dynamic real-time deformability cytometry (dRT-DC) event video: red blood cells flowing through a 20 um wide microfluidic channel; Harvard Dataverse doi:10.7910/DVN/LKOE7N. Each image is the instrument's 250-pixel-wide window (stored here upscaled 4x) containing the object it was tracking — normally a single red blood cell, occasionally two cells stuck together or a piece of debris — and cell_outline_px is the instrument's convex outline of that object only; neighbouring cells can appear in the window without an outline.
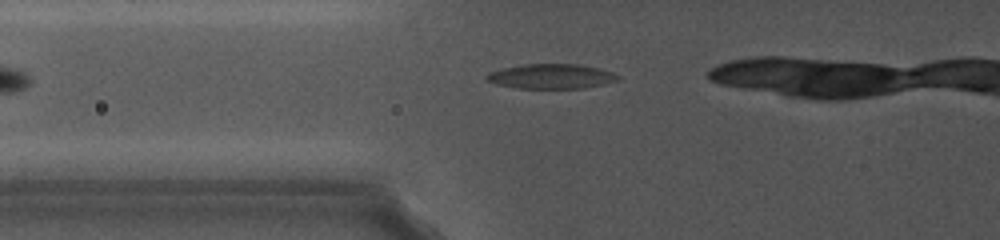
{"species": "common noctule bat (a hibernating species)", "species_latin": "Nyctalus noctula", "temperature_condition": "cold", "stored_images_in_passage": 10, "camera_frame_rate_fps": 5000, "um_per_image_px": 0.085, "animal": {"sex": "female", "body_mass_g": 19.0, "forearm_length_mm": 56.7}, "frame": {"image": 1, "passage_image": 4, "time_ms": 1.0, "image_size_px": [1000, 240], "cell_outline_px": [[620, 76], [616, 80], [584, 88], [520, 88], [496, 84], [488, 80], [484, 76], [488, 72], [504, 68], [524, 64], [580, 64], [600, 68], [612, 72]], "centroid_in_image_um": [46.83, 6.48], "position_along_channel_um": 79.0, "area_um2": 18.73}}